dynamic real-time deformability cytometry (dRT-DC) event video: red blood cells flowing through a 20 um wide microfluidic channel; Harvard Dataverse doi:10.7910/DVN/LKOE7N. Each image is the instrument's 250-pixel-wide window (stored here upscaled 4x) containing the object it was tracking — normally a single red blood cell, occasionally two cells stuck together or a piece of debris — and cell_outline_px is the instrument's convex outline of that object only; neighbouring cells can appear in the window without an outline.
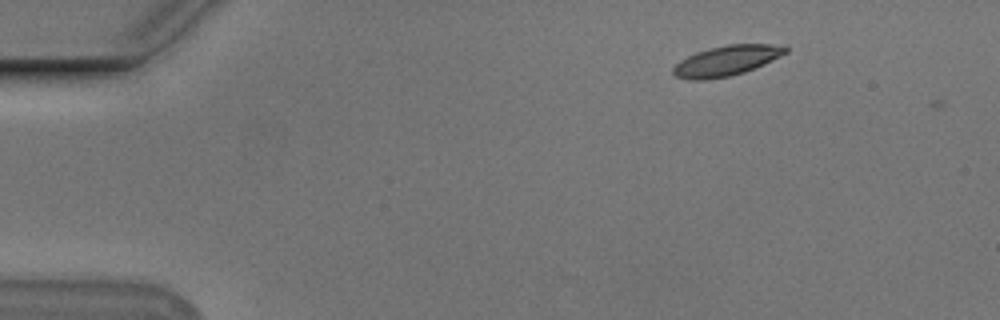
{"species": "Egyptian fruit bat (a non-hibernating species)", "species_latin": "Rousettus aegyptiacus", "temperature_condition": "cold", "stored_images_in_passage": 4, "camera_frame_rate_fps": 3000, "um_per_image_px": 0.085, "animal": {"sex": "male"}, "frame": {"image": 1, "passage_image": 1, "time_ms": 0.0, "image_size_px": [1000, 320], "cell_outline_px": [[788, 52], [764, 64], [744, 72], [728, 76], [704, 80], [688, 80], [676, 76], [672, 72], [672, 68], [680, 60], [696, 52], [708, 48], [728, 44], [788, 44]], "centroid_in_image_um": [61.77, 5.14], "position_along_channel_um": 23.2, "area_um2": 19.88}}